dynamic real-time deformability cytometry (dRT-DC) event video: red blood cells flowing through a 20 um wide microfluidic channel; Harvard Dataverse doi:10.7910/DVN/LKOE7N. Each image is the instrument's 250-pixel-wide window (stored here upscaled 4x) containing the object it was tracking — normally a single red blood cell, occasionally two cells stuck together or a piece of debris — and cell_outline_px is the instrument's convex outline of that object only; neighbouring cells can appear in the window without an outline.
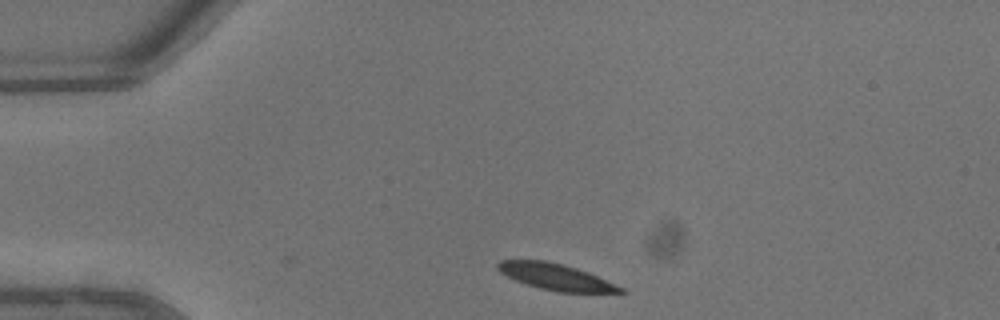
{"species": "common noctule bat (a hibernating species)", "species_latin": "Nyctalus noctula", "temperature_condition": "warm", "stored_images_in_passage": 2, "camera_frame_rate_fps": 3000, "um_per_image_px": 0.085, "animal": {"sex": "male", "body_mass_g": 13.3}, "frame": {"image": 1, "passage_image": 2, "time_ms": 0.333, "image_size_px": [1000, 320], "cell_outline_px": [[628, 292], [556, 292], [540, 288], [516, 280], [500, 272], [496, 268], [496, 264], [500, 260], [548, 260], [564, 264], [588, 272], [624, 288]], "centroid_in_image_um": [47.23, 23.52], "position_along_channel_um": 37.8, "area_um2": 18.67}}